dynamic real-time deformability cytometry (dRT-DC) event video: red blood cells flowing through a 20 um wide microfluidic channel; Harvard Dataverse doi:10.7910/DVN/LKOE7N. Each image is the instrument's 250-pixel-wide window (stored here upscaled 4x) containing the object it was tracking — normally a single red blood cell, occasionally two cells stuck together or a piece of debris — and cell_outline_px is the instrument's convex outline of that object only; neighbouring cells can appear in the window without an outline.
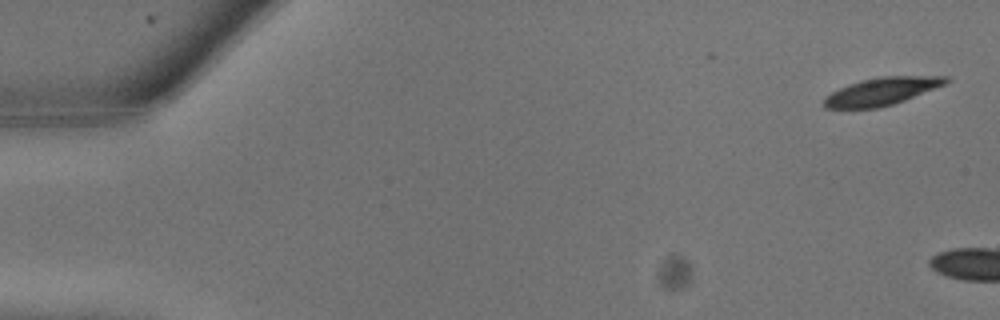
{"species": "common noctule bat (a hibernating species)", "species_latin": "Nyctalus noctula", "temperature_condition": "warm", "stored_images_in_passage": 3, "camera_frame_rate_fps": 3000, "um_per_image_px": 0.085, "animal": {"sex": "male", "body_mass_g": 13.3}, "frame": {"image": 1, "passage_image": 1, "time_ms": 0.0, "image_size_px": [1000, 320], "cell_outline_px": [[952, 80], [944, 84], [904, 100], [892, 104], [876, 108], [824, 108], [824, 96], [848, 84], [860, 80], [880, 76], [948, 76]], "centroid_in_image_um": [74.93, 7.75], "position_along_channel_um": 10.1, "area_um2": 19.42}}